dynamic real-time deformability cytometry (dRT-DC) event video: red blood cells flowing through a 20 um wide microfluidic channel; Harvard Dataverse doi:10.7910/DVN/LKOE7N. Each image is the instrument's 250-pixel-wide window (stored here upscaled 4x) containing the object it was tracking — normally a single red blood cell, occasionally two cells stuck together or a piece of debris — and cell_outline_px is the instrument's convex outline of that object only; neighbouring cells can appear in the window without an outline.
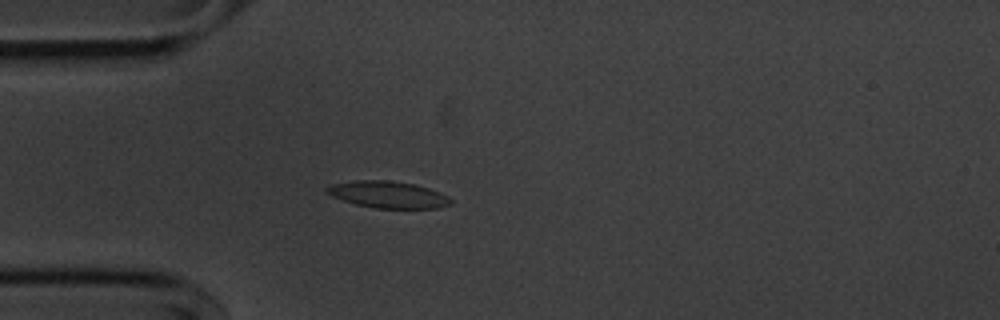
{"species": "common noctule bat (a hibernating species)", "species_latin": "Nyctalus noctula", "temperature_condition": "cold", "stored_images_in_passage": 54, "camera_frame_rate_fps": 3000, "um_per_image_px": 0.085, "animal": {"sex": "male", "body_mass_g": 20.1, "forearm_length_mm": 53.5}, "frame": {"image": 1, "passage_image": 14, "time_ms": 4.333, "image_size_px": [1000, 320], "cell_outline_px": [[452, 204], [436, 208], [376, 208], [356, 204], [332, 196], [324, 192], [324, 188], [332, 184], [356, 180], [388, 180], [416, 184], [440, 192], [448, 196], [452, 200]], "centroid_in_image_um": [32.98, 16.53], "position_along_channel_um": 52.0, "area_um2": 19.36}}
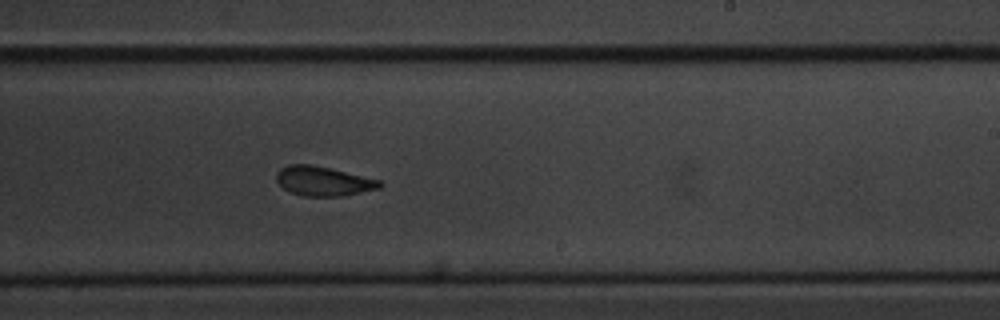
{"frame": {"image": 2, "passage_image": 32, "time_ms": 10.333, "image_size_px": [1000, 320], "cell_outline_px": [[384, 184], [380, 188], [344, 196], [304, 196], [292, 192], [284, 188], [276, 180], [276, 172], [280, 168], [288, 164], [312, 164], [380, 180]], "centroid_in_image_um": [27.48, 15.39], "position_along_channel_um": 261.5, "area_um2": 17.69}}
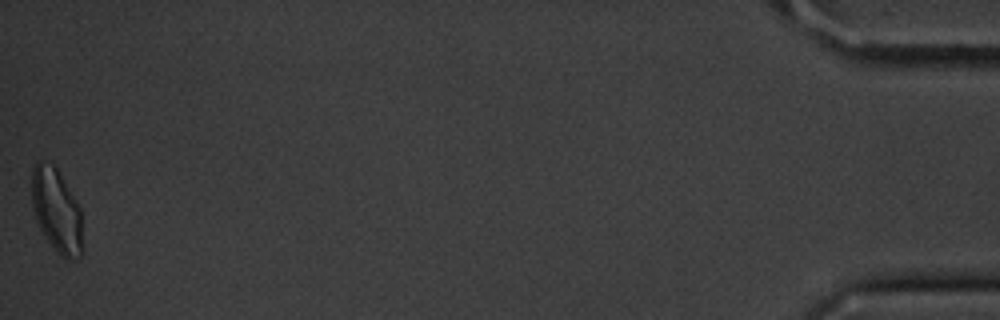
{"frame": {"image": 3, "passage_image": 54, "time_ms": 17.667, "image_size_px": [1000, 320], "cell_outline_px": [[84, 252], [80, 256], [72, 260], [68, 260], [60, 256], [44, 236], [36, 220], [32, 208], [32, 168], [36, 160], [44, 160], [52, 164], [56, 168], [80, 208], [84, 248]], "centroid_in_image_um": [4.82, 17.94], "position_along_channel_um": 430.4, "area_um2": 25.14}, "authors_computed_cell_mechanics": {"area_um2": 18.9295, "velocity_mm_per_s": 3.6119, "shape_relaxation_time_tau1_ms": 4.7082, "shape_relaxation_time_tau2_ms": 2.3149, "deformation_change_tau1": 0.1132, "deformation_change_tau2": 0.0736}}